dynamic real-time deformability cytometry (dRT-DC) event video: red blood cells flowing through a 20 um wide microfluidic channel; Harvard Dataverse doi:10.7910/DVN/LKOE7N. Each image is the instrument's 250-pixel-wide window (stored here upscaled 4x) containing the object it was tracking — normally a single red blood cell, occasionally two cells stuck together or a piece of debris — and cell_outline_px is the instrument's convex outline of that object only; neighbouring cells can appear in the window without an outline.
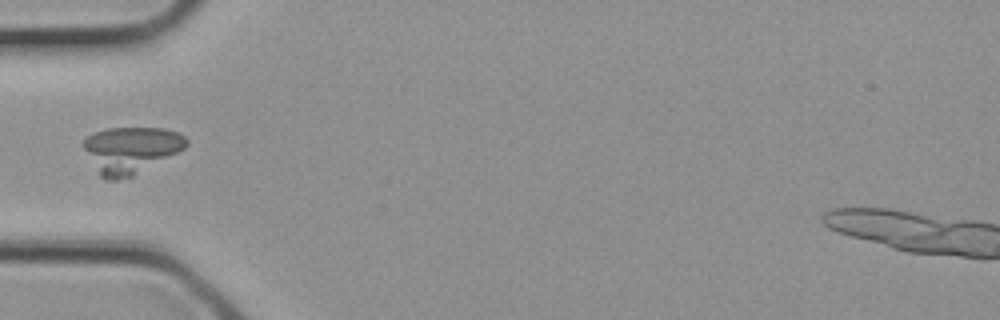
{"species": "common noctule bat (a hibernating species)", "species_latin": "Nyctalus noctula", "temperature_condition": "cold", "stored_images_in_passage": 3, "camera_frame_rate_fps": 3000, "um_per_image_px": 0.085, "animal": {"sex": "female", "body_mass_g": 21.9}, "frame": {"image": 1, "passage_image": 3, "time_ms": 0.667, "image_size_px": [1000, 320], "cell_outline_px": [[188, 144], [184, 148], [132, 176], [116, 180], [108, 180], [100, 176], [80, 144], [88, 136], [96, 132], [108, 128], [164, 128], [176, 132], [184, 136], [188, 140]], "centroid_in_image_um": [11.08, 12.73], "position_along_channel_um": 73.9, "area_um2": 27.57}}